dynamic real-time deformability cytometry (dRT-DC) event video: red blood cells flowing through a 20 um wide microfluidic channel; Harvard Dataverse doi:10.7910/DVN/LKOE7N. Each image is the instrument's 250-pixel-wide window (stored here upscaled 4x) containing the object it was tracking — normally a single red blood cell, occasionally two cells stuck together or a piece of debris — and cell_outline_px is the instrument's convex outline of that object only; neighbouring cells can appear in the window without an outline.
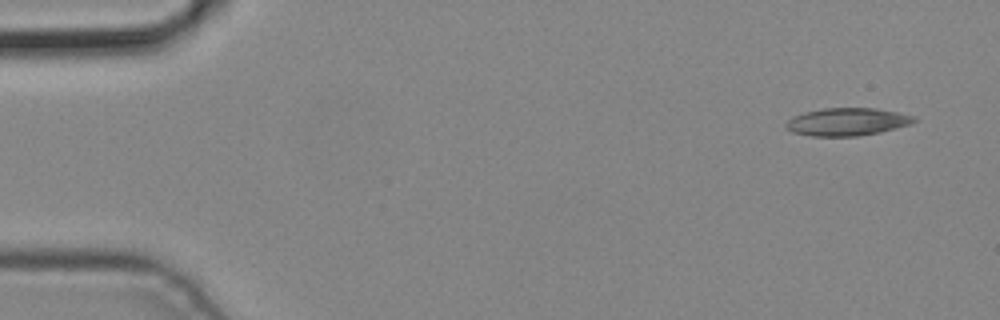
{"species": "common noctule bat (a hibernating species)", "species_latin": "Nyctalus noctula", "temperature_condition": "cold", "stored_images_in_passage": 5, "segment_of_instrument_passage": [1, 2], "camera_frame_rate_fps": 3000, "um_per_image_px": 0.085, "animal": {"sex": "male", "body_mass_g": 19.2, "forearm_length_mm": 51.8}, "frame": {"image": 1, "passage_image": 1, "time_ms": 0.0, "image_size_px": [1000, 320], "cell_outline_px": [[916, 120], [912, 124], [880, 132], [856, 136], [812, 136], [792, 132], [784, 124], [792, 116], [804, 112], [824, 108], [876, 108], [916, 116]], "centroid_in_image_um": [72.01, 10.35], "position_along_channel_um": 13.0, "area_um2": 20.69}}